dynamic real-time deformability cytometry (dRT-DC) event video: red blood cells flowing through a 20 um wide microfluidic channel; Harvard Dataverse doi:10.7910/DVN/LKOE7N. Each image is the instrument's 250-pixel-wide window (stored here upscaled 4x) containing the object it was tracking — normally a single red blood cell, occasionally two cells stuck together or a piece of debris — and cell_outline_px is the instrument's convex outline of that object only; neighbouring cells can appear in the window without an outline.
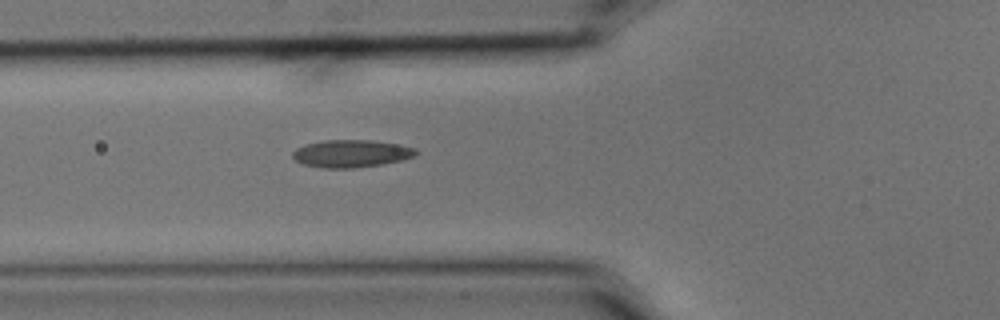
{"species": "common noctule bat (a hibernating species)", "species_latin": "Nyctalus noctula", "temperature_condition": "cold", "stored_images_in_passage": 3, "camera_frame_rate_fps": 3000, "um_per_image_px": 0.085, "animal": {"sex": "male", "body_mass_g": 15.6}, "frame": {"image": 1, "passage_image": 3, "time_ms": 0.667, "image_size_px": [1000, 320], "cell_outline_px": [[420, 152], [416, 156], [384, 164], [352, 168], [324, 168], [304, 164], [296, 160], [292, 156], [292, 152], [296, 148], [304, 144], [324, 140], [372, 140], [396, 144], [416, 148]], "centroid_in_image_um": [29.87, 13.05], "position_along_channel_um": 95.9, "area_um2": 19.83}}